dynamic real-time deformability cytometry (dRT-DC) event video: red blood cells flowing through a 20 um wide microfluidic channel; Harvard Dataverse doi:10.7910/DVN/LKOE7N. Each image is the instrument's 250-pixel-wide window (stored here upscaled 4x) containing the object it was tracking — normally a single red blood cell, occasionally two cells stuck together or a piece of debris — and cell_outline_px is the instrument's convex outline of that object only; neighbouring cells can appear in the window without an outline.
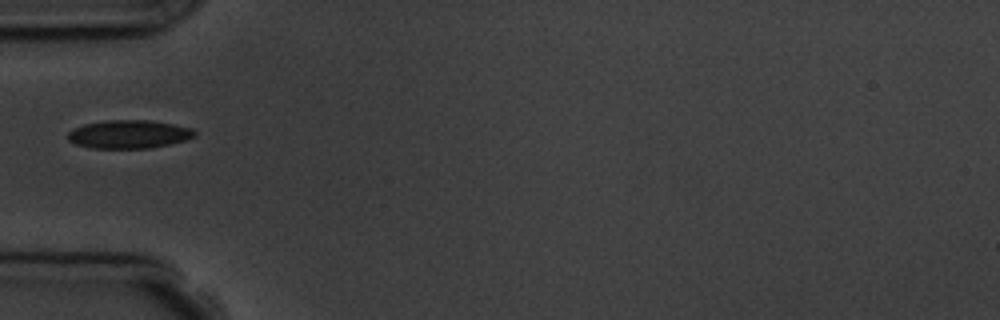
{"species": "common noctule bat (a hibernating species)", "species_latin": "Nyctalus noctula", "temperature_condition": "room temperature", "stored_images_in_passage": 1, "camera_frame_rate_fps": 3000, "um_per_image_px": 0.085, "animal": {"sex": "male", "body_mass_g": 19.5, "forearm_length_mm": 54.6}, "frame": {"image": 1, "passage_image": 1, "time_ms": 0.0, "image_size_px": [1000, 320], "cell_outline_px": [[196, 136], [184, 140], [168, 144], [148, 148], [92, 148], [76, 144], [68, 140], [68, 132], [84, 124], [108, 120], [152, 120], [192, 128], [196, 132]], "centroid_in_image_um": [10.96, 11.4], "position_along_channel_um": 74.0, "area_um2": 20.75}}